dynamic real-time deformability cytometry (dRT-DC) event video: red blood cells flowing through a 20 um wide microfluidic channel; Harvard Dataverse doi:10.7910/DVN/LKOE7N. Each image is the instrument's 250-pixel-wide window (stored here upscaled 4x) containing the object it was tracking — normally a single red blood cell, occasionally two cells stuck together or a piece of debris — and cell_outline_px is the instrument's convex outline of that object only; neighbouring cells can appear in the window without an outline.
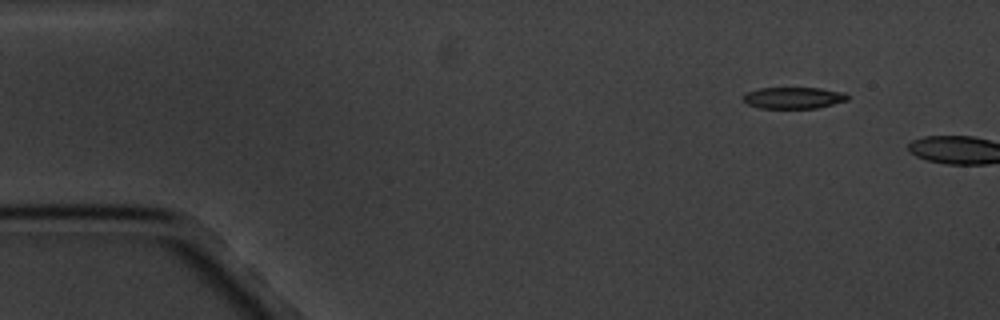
{"species": "common noctule bat (a hibernating species)", "species_latin": "Nyctalus noctula", "temperature_condition": "cold", "stored_images_in_passage": 2, "camera_frame_rate_fps": 3000, "um_per_image_px": 0.085, "animal": {"sex": "male", "body_mass_g": 20.1, "forearm_length_mm": 53.5}, "frame": {"image": 1, "passage_image": 1, "time_ms": 0.0, "image_size_px": [1000, 320], "cell_outline_px": [[848, 100], [816, 108], [760, 108], [748, 104], [740, 96], [744, 92], [760, 88], [820, 88], [844, 92], [848, 96]], "centroid_in_image_um": [67.4, 8.31], "position_along_channel_um": 17.6, "area_um2": 13.12}}